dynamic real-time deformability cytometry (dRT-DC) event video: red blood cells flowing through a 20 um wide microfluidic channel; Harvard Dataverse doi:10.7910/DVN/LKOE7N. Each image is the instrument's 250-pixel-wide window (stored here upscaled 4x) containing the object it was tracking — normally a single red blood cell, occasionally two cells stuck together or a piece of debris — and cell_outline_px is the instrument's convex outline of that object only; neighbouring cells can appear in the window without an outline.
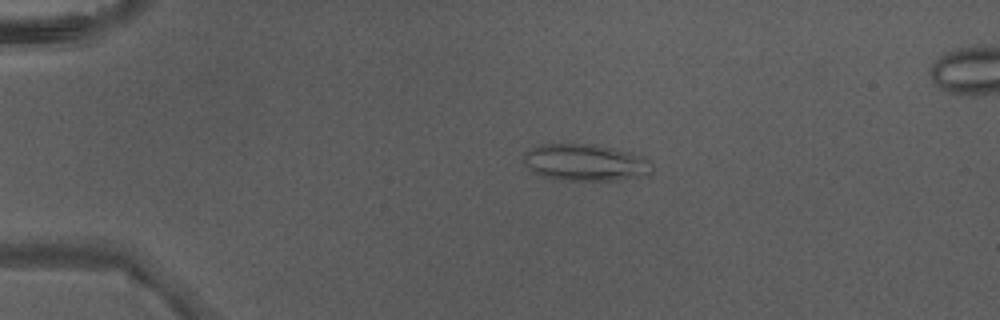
{"species": "Egyptian fruit bat (a non-hibernating species)", "species_latin": "Rousettus aegyptiacus", "temperature_condition": "warm", "stored_images_in_passage": 3, "camera_frame_rate_fps": 3000, "um_per_image_px": 0.085, "animal": {"sex": "male"}, "frame": {"image": 1, "passage_image": 1, "time_ms": 0.0, "image_size_px": [1000, 320], "cell_outline_px": [[652, 176], [616, 180], [552, 180], [540, 176], [532, 172], [520, 160], [524, 152], [540, 144], [596, 144], [628, 152], [652, 160]], "centroid_in_image_um": [49.73, 13.83], "position_along_channel_um": 35.3, "area_um2": 28.26}}